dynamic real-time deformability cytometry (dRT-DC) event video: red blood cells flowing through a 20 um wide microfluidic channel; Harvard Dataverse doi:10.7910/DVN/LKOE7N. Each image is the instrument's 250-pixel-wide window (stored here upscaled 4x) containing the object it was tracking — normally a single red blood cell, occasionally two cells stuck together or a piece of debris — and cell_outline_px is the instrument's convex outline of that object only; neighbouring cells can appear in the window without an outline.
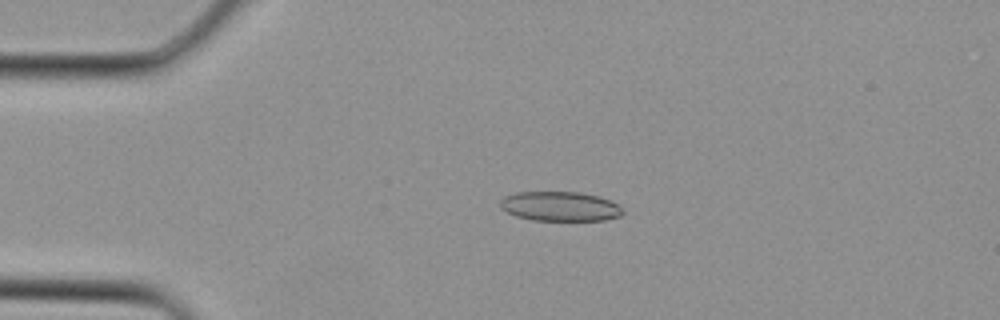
{"species": "Egyptian fruit bat (a non-hibernating species)", "species_latin": "Rousettus aegyptiacus", "temperature_condition": "cold", "stored_images_in_passage": 4, "camera_frame_rate_fps": 3000, "um_per_image_px": 0.085, "animal": {"sex": "female"}, "frame": {"image": 1, "passage_image": 3, "time_ms": 0.667, "image_size_px": [1000, 320], "cell_outline_px": [[624, 212], [620, 216], [604, 220], [532, 220], [516, 216], [500, 208], [500, 200], [504, 196], [516, 192], [580, 192], [600, 196], [616, 204]], "centroid_in_image_um": [47.57, 17.53], "position_along_channel_um": 37.4, "area_um2": 21.04}}